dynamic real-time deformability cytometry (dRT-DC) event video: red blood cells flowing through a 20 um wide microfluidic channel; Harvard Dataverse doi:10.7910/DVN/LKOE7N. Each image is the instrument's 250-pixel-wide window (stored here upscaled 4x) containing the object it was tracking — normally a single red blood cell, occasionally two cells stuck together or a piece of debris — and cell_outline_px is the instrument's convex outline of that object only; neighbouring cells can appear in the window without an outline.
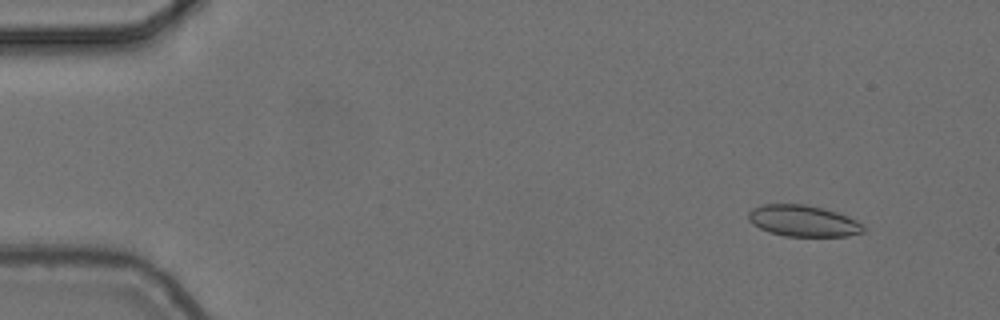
{"species": "common noctule bat (a hibernating species)", "species_latin": "Nyctalus noctula", "temperature_condition": "cold", "stored_images_in_passage": 3, "camera_frame_rate_fps": 3000, "um_per_image_px": 0.085, "animal": {"sex": "female", "body_mass_g": 24.6, "forearm_length_mm": 56.2}, "frame": {"image": 1, "passage_image": 1, "time_ms": 0.0, "image_size_px": [1000, 320], "cell_outline_px": [[864, 232], [848, 236], [784, 236], [768, 232], [752, 224], [748, 220], [748, 212], [752, 208], [764, 204], [804, 204], [836, 212], [848, 216], [856, 220], [864, 228]], "centroid_in_image_um": [68.23, 18.78], "position_along_channel_um": 16.8, "area_um2": 20.92}}